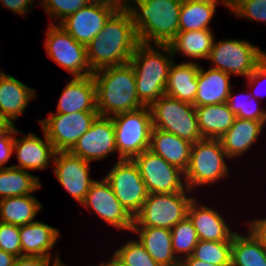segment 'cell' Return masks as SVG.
<instances>
[{"label": "cell", "mask_w": 266, "mask_h": 266, "mask_svg": "<svg viewBox=\"0 0 266 266\" xmlns=\"http://www.w3.org/2000/svg\"><path fill=\"white\" fill-rule=\"evenodd\" d=\"M139 43L129 11L116 10L86 46L92 72L128 63Z\"/></svg>", "instance_id": "1"}, {"label": "cell", "mask_w": 266, "mask_h": 266, "mask_svg": "<svg viewBox=\"0 0 266 266\" xmlns=\"http://www.w3.org/2000/svg\"><path fill=\"white\" fill-rule=\"evenodd\" d=\"M127 9L140 43L167 45L179 32L181 0H135Z\"/></svg>", "instance_id": "2"}, {"label": "cell", "mask_w": 266, "mask_h": 266, "mask_svg": "<svg viewBox=\"0 0 266 266\" xmlns=\"http://www.w3.org/2000/svg\"><path fill=\"white\" fill-rule=\"evenodd\" d=\"M93 77L100 116L111 117L144 107L138 99L135 73L130 62L97 70Z\"/></svg>", "instance_id": "3"}, {"label": "cell", "mask_w": 266, "mask_h": 266, "mask_svg": "<svg viewBox=\"0 0 266 266\" xmlns=\"http://www.w3.org/2000/svg\"><path fill=\"white\" fill-rule=\"evenodd\" d=\"M173 55L168 45L139 43L130 59L139 101L144 106L165 95Z\"/></svg>", "instance_id": "4"}, {"label": "cell", "mask_w": 266, "mask_h": 266, "mask_svg": "<svg viewBox=\"0 0 266 266\" xmlns=\"http://www.w3.org/2000/svg\"><path fill=\"white\" fill-rule=\"evenodd\" d=\"M229 159L219 139L202 138L192 145L190 163L185 171L186 186L190 191L194 187L213 185L229 175Z\"/></svg>", "instance_id": "5"}, {"label": "cell", "mask_w": 266, "mask_h": 266, "mask_svg": "<svg viewBox=\"0 0 266 266\" xmlns=\"http://www.w3.org/2000/svg\"><path fill=\"white\" fill-rule=\"evenodd\" d=\"M114 131L118 161L132 160L143 151L149 149L153 129L149 106L138 110L122 112L111 116Z\"/></svg>", "instance_id": "6"}, {"label": "cell", "mask_w": 266, "mask_h": 266, "mask_svg": "<svg viewBox=\"0 0 266 266\" xmlns=\"http://www.w3.org/2000/svg\"><path fill=\"white\" fill-rule=\"evenodd\" d=\"M149 108L153 128L172 133L192 144L202 139L193 104L165 94L153 102Z\"/></svg>", "instance_id": "7"}, {"label": "cell", "mask_w": 266, "mask_h": 266, "mask_svg": "<svg viewBox=\"0 0 266 266\" xmlns=\"http://www.w3.org/2000/svg\"><path fill=\"white\" fill-rule=\"evenodd\" d=\"M266 58V51L248 40L224 39L215 41L207 61L212 69L232 76L247 78Z\"/></svg>", "instance_id": "8"}, {"label": "cell", "mask_w": 266, "mask_h": 266, "mask_svg": "<svg viewBox=\"0 0 266 266\" xmlns=\"http://www.w3.org/2000/svg\"><path fill=\"white\" fill-rule=\"evenodd\" d=\"M191 191L170 194L150 193L141 210L134 217L132 227H158L172 229L188 216V208L195 198Z\"/></svg>", "instance_id": "9"}, {"label": "cell", "mask_w": 266, "mask_h": 266, "mask_svg": "<svg viewBox=\"0 0 266 266\" xmlns=\"http://www.w3.org/2000/svg\"><path fill=\"white\" fill-rule=\"evenodd\" d=\"M44 47L47 56L73 77L93 75L87 48L75 41L58 23L50 22L46 31Z\"/></svg>", "instance_id": "10"}, {"label": "cell", "mask_w": 266, "mask_h": 266, "mask_svg": "<svg viewBox=\"0 0 266 266\" xmlns=\"http://www.w3.org/2000/svg\"><path fill=\"white\" fill-rule=\"evenodd\" d=\"M132 160L137 165L149 194L190 191L184 179L185 172L151 150L143 151Z\"/></svg>", "instance_id": "11"}, {"label": "cell", "mask_w": 266, "mask_h": 266, "mask_svg": "<svg viewBox=\"0 0 266 266\" xmlns=\"http://www.w3.org/2000/svg\"><path fill=\"white\" fill-rule=\"evenodd\" d=\"M104 177L116 198L134 218L149 195L137 165L133 160H117Z\"/></svg>", "instance_id": "12"}, {"label": "cell", "mask_w": 266, "mask_h": 266, "mask_svg": "<svg viewBox=\"0 0 266 266\" xmlns=\"http://www.w3.org/2000/svg\"><path fill=\"white\" fill-rule=\"evenodd\" d=\"M98 115V112L49 114L39 123L56 152H69Z\"/></svg>", "instance_id": "13"}, {"label": "cell", "mask_w": 266, "mask_h": 266, "mask_svg": "<svg viewBox=\"0 0 266 266\" xmlns=\"http://www.w3.org/2000/svg\"><path fill=\"white\" fill-rule=\"evenodd\" d=\"M81 205L89 211L93 210L102 220L117 230L132 231L134 218L116 198L105 177L101 181L95 180L92 183Z\"/></svg>", "instance_id": "14"}, {"label": "cell", "mask_w": 266, "mask_h": 266, "mask_svg": "<svg viewBox=\"0 0 266 266\" xmlns=\"http://www.w3.org/2000/svg\"><path fill=\"white\" fill-rule=\"evenodd\" d=\"M91 162L70 152H56L53 172L63 188L78 202L82 203L95 181L91 178Z\"/></svg>", "instance_id": "15"}, {"label": "cell", "mask_w": 266, "mask_h": 266, "mask_svg": "<svg viewBox=\"0 0 266 266\" xmlns=\"http://www.w3.org/2000/svg\"><path fill=\"white\" fill-rule=\"evenodd\" d=\"M117 9L111 5L92 1L59 23L78 43L87 46L103 29L106 21Z\"/></svg>", "instance_id": "16"}, {"label": "cell", "mask_w": 266, "mask_h": 266, "mask_svg": "<svg viewBox=\"0 0 266 266\" xmlns=\"http://www.w3.org/2000/svg\"><path fill=\"white\" fill-rule=\"evenodd\" d=\"M69 152L88 162L100 161L117 152L112 118L98 115Z\"/></svg>", "instance_id": "17"}, {"label": "cell", "mask_w": 266, "mask_h": 266, "mask_svg": "<svg viewBox=\"0 0 266 266\" xmlns=\"http://www.w3.org/2000/svg\"><path fill=\"white\" fill-rule=\"evenodd\" d=\"M24 134L15 125L13 152L16 153L18 165H11L23 170H45L52 167L56 150L43 131L44 139L30 132L21 138L16 135Z\"/></svg>", "instance_id": "18"}, {"label": "cell", "mask_w": 266, "mask_h": 266, "mask_svg": "<svg viewBox=\"0 0 266 266\" xmlns=\"http://www.w3.org/2000/svg\"><path fill=\"white\" fill-rule=\"evenodd\" d=\"M75 112H98L96 85L93 75L72 77L59 97L56 112L49 114H71Z\"/></svg>", "instance_id": "19"}, {"label": "cell", "mask_w": 266, "mask_h": 266, "mask_svg": "<svg viewBox=\"0 0 266 266\" xmlns=\"http://www.w3.org/2000/svg\"><path fill=\"white\" fill-rule=\"evenodd\" d=\"M36 94L35 89L0 70V114L10 124L15 125Z\"/></svg>", "instance_id": "20"}, {"label": "cell", "mask_w": 266, "mask_h": 266, "mask_svg": "<svg viewBox=\"0 0 266 266\" xmlns=\"http://www.w3.org/2000/svg\"><path fill=\"white\" fill-rule=\"evenodd\" d=\"M188 217L193 222L199 240L232 241L236 233L227 225L219 212L199 203L196 198L189 205Z\"/></svg>", "instance_id": "21"}, {"label": "cell", "mask_w": 266, "mask_h": 266, "mask_svg": "<svg viewBox=\"0 0 266 266\" xmlns=\"http://www.w3.org/2000/svg\"><path fill=\"white\" fill-rule=\"evenodd\" d=\"M60 234L57 228L40 221L20 226L21 256L51 258Z\"/></svg>", "instance_id": "22"}, {"label": "cell", "mask_w": 266, "mask_h": 266, "mask_svg": "<svg viewBox=\"0 0 266 266\" xmlns=\"http://www.w3.org/2000/svg\"><path fill=\"white\" fill-rule=\"evenodd\" d=\"M265 124L260 121L236 117L233 125L219 139L229 159L241 157L257 142Z\"/></svg>", "instance_id": "23"}, {"label": "cell", "mask_w": 266, "mask_h": 266, "mask_svg": "<svg viewBox=\"0 0 266 266\" xmlns=\"http://www.w3.org/2000/svg\"><path fill=\"white\" fill-rule=\"evenodd\" d=\"M192 145L172 133L153 128L149 150L185 172L190 163Z\"/></svg>", "instance_id": "24"}, {"label": "cell", "mask_w": 266, "mask_h": 266, "mask_svg": "<svg viewBox=\"0 0 266 266\" xmlns=\"http://www.w3.org/2000/svg\"><path fill=\"white\" fill-rule=\"evenodd\" d=\"M198 61H183L170 66L165 94L195 106L198 90L197 76L200 69Z\"/></svg>", "instance_id": "25"}, {"label": "cell", "mask_w": 266, "mask_h": 266, "mask_svg": "<svg viewBox=\"0 0 266 266\" xmlns=\"http://www.w3.org/2000/svg\"><path fill=\"white\" fill-rule=\"evenodd\" d=\"M232 75L221 70L200 66L197 76L198 90L195 98V107L226 103L231 88Z\"/></svg>", "instance_id": "26"}, {"label": "cell", "mask_w": 266, "mask_h": 266, "mask_svg": "<svg viewBox=\"0 0 266 266\" xmlns=\"http://www.w3.org/2000/svg\"><path fill=\"white\" fill-rule=\"evenodd\" d=\"M138 241L160 266H179L180 261L173 253L171 230L158 227H132Z\"/></svg>", "instance_id": "27"}, {"label": "cell", "mask_w": 266, "mask_h": 266, "mask_svg": "<svg viewBox=\"0 0 266 266\" xmlns=\"http://www.w3.org/2000/svg\"><path fill=\"white\" fill-rule=\"evenodd\" d=\"M215 39L212 29L178 32L167 44L175 58L177 53H182L190 60H207Z\"/></svg>", "instance_id": "28"}, {"label": "cell", "mask_w": 266, "mask_h": 266, "mask_svg": "<svg viewBox=\"0 0 266 266\" xmlns=\"http://www.w3.org/2000/svg\"><path fill=\"white\" fill-rule=\"evenodd\" d=\"M195 109L202 138L220 139L236 118L227 103L205 105Z\"/></svg>", "instance_id": "29"}, {"label": "cell", "mask_w": 266, "mask_h": 266, "mask_svg": "<svg viewBox=\"0 0 266 266\" xmlns=\"http://www.w3.org/2000/svg\"><path fill=\"white\" fill-rule=\"evenodd\" d=\"M42 203L33 194L8 197L0 200V221L23 226L36 221Z\"/></svg>", "instance_id": "30"}, {"label": "cell", "mask_w": 266, "mask_h": 266, "mask_svg": "<svg viewBox=\"0 0 266 266\" xmlns=\"http://www.w3.org/2000/svg\"><path fill=\"white\" fill-rule=\"evenodd\" d=\"M40 178L13 166L0 168V200L31 195L41 189Z\"/></svg>", "instance_id": "31"}, {"label": "cell", "mask_w": 266, "mask_h": 266, "mask_svg": "<svg viewBox=\"0 0 266 266\" xmlns=\"http://www.w3.org/2000/svg\"><path fill=\"white\" fill-rule=\"evenodd\" d=\"M231 266H266V251L249 230L233 235Z\"/></svg>", "instance_id": "32"}, {"label": "cell", "mask_w": 266, "mask_h": 266, "mask_svg": "<svg viewBox=\"0 0 266 266\" xmlns=\"http://www.w3.org/2000/svg\"><path fill=\"white\" fill-rule=\"evenodd\" d=\"M216 6L201 2H182L179 32L211 29L210 23L216 13Z\"/></svg>", "instance_id": "33"}, {"label": "cell", "mask_w": 266, "mask_h": 266, "mask_svg": "<svg viewBox=\"0 0 266 266\" xmlns=\"http://www.w3.org/2000/svg\"><path fill=\"white\" fill-rule=\"evenodd\" d=\"M171 240L173 253L179 261L192 255L199 237L188 216L171 229Z\"/></svg>", "instance_id": "34"}, {"label": "cell", "mask_w": 266, "mask_h": 266, "mask_svg": "<svg viewBox=\"0 0 266 266\" xmlns=\"http://www.w3.org/2000/svg\"><path fill=\"white\" fill-rule=\"evenodd\" d=\"M232 241L199 240L192 257L218 266H231Z\"/></svg>", "instance_id": "35"}, {"label": "cell", "mask_w": 266, "mask_h": 266, "mask_svg": "<svg viewBox=\"0 0 266 266\" xmlns=\"http://www.w3.org/2000/svg\"><path fill=\"white\" fill-rule=\"evenodd\" d=\"M248 93V94H247ZM233 95L229 93L227 104L236 117L266 123V109L260 107V100L254 98L250 92ZM243 95V97H242ZM261 108V109H260Z\"/></svg>", "instance_id": "36"}, {"label": "cell", "mask_w": 266, "mask_h": 266, "mask_svg": "<svg viewBox=\"0 0 266 266\" xmlns=\"http://www.w3.org/2000/svg\"><path fill=\"white\" fill-rule=\"evenodd\" d=\"M113 255L126 266H160L137 239L126 241Z\"/></svg>", "instance_id": "37"}, {"label": "cell", "mask_w": 266, "mask_h": 266, "mask_svg": "<svg viewBox=\"0 0 266 266\" xmlns=\"http://www.w3.org/2000/svg\"><path fill=\"white\" fill-rule=\"evenodd\" d=\"M92 1L94 0H41L39 6L41 5L51 19H55L56 22L58 20L59 24L67 16L87 6Z\"/></svg>", "instance_id": "38"}, {"label": "cell", "mask_w": 266, "mask_h": 266, "mask_svg": "<svg viewBox=\"0 0 266 266\" xmlns=\"http://www.w3.org/2000/svg\"><path fill=\"white\" fill-rule=\"evenodd\" d=\"M230 12L237 18L266 23V0H231Z\"/></svg>", "instance_id": "39"}, {"label": "cell", "mask_w": 266, "mask_h": 266, "mask_svg": "<svg viewBox=\"0 0 266 266\" xmlns=\"http://www.w3.org/2000/svg\"><path fill=\"white\" fill-rule=\"evenodd\" d=\"M20 227L0 221V249L21 257Z\"/></svg>", "instance_id": "40"}, {"label": "cell", "mask_w": 266, "mask_h": 266, "mask_svg": "<svg viewBox=\"0 0 266 266\" xmlns=\"http://www.w3.org/2000/svg\"><path fill=\"white\" fill-rule=\"evenodd\" d=\"M14 136L15 125L9 131H0V168L9 167L5 164L9 162V159L11 158L12 154H14Z\"/></svg>", "instance_id": "41"}, {"label": "cell", "mask_w": 266, "mask_h": 266, "mask_svg": "<svg viewBox=\"0 0 266 266\" xmlns=\"http://www.w3.org/2000/svg\"><path fill=\"white\" fill-rule=\"evenodd\" d=\"M246 79H247L249 88L251 89L250 90L251 95L257 100H259L258 99L259 95L262 96L261 95L262 92H259V89L257 91V88H254V87H257L258 85L260 86V83H261V86L262 84L266 83V58L254 69V71Z\"/></svg>", "instance_id": "42"}, {"label": "cell", "mask_w": 266, "mask_h": 266, "mask_svg": "<svg viewBox=\"0 0 266 266\" xmlns=\"http://www.w3.org/2000/svg\"><path fill=\"white\" fill-rule=\"evenodd\" d=\"M35 1L37 0H0V3L10 12H14L16 15L26 16L29 14V10L32 12L31 9H34L33 4Z\"/></svg>", "instance_id": "43"}, {"label": "cell", "mask_w": 266, "mask_h": 266, "mask_svg": "<svg viewBox=\"0 0 266 266\" xmlns=\"http://www.w3.org/2000/svg\"><path fill=\"white\" fill-rule=\"evenodd\" d=\"M58 255L59 253L56 257H53V261H51L52 258L47 257L21 256L17 257L14 266H51L56 261L60 260Z\"/></svg>", "instance_id": "44"}, {"label": "cell", "mask_w": 266, "mask_h": 266, "mask_svg": "<svg viewBox=\"0 0 266 266\" xmlns=\"http://www.w3.org/2000/svg\"><path fill=\"white\" fill-rule=\"evenodd\" d=\"M248 225V230L256 237L266 251V218L251 220Z\"/></svg>", "instance_id": "45"}, {"label": "cell", "mask_w": 266, "mask_h": 266, "mask_svg": "<svg viewBox=\"0 0 266 266\" xmlns=\"http://www.w3.org/2000/svg\"><path fill=\"white\" fill-rule=\"evenodd\" d=\"M94 1L111 5L115 7L117 10H127L135 0H94Z\"/></svg>", "instance_id": "46"}, {"label": "cell", "mask_w": 266, "mask_h": 266, "mask_svg": "<svg viewBox=\"0 0 266 266\" xmlns=\"http://www.w3.org/2000/svg\"><path fill=\"white\" fill-rule=\"evenodd\" d=\"M17 257L0 249V266H14Z\"/></svg>", "instance_id": "47"}, {"label": "cell", "mask_w": 266, "mask_h": 266, "mask_svg": "<svg viewBox=\"0 0 266 266\" xmlns=\"http://www.w3.org/2000/svg\"><path fill=\"white\" fill-rule=\"evenodd\" d=\"M179 266H218V265L209 264L207 262L205 263L198 259L193 258L192 256H188L180 261Z\"/></svg>", "instance_id": "48"}, {"label": "cell", "mask_w": 266, "mask_h": 266, "mask_svg": "<svg viewBox=\"0 0 266 266\" xmlns=\"http://www.w3.org/2000/svg\"><path fill=\"white\" fill-rule=\"evenodd\" d=\"M182 2H201V3H208V4H214L219 5L224 4L226 8H228V11L231 10V0H181Z\"/></svg>", "instance_id": "49"}, {"label": "cell", "mask_w": 266, "mask_h": 266, "mask_svg": "<svg viewBox=\"0 0 266 266\" xmlns=\"http://www.w3.org/2000/svg\"><path fill=\"white\" fill-rule=\"evenodd\" d=\"M98 266H126L121 261H119L114 255L109 261H102Z\"/></svg>", "instance_id": "50"}, {"label": "cell", "mask_w": 266, "mask_h": 266, "mask_svg": "<svg viewBox=\"0 0 266 266\" xmlns=\"http://www.w3.org/2000/svg\"><path fill=\"white\" fill-rule=\"evenodd\" d=\"M13 126L0 114V131H9Z\"/></svg>", "instance_id": "51"}, {"label": "cell", "mask_w": 266, "mask_h": 266, "mask_svg": "<svg viewBox=\"0 0 266 266\" xmlns=\"http://www.w3.org/2000/svg\"><path fill=\"white\" fill-rule=\"evenodd\" d=\"M52 266H67L64 263H62L61 260L56 261Z\"/></svg>", "instance_id": "52"}]
</instances>
